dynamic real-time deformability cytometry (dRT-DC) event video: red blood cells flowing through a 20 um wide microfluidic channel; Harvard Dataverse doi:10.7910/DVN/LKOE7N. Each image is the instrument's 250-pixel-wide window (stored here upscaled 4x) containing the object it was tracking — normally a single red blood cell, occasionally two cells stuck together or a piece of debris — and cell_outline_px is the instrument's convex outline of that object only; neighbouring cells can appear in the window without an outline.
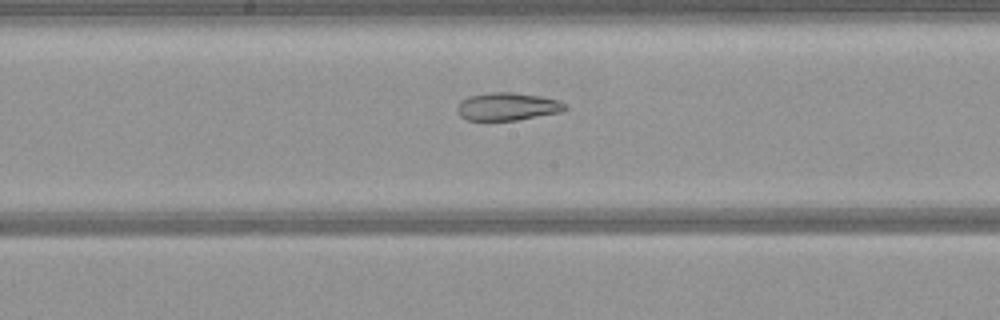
{"species": "common noctule bat (a hibernating species)", "species_latin": "Nyctalus noctula", "temperature_condition": "warm", "stored_images_in_passage": 51, "camera_frame_rate_fps": 3000, "um_per_image_px": 0.085, "animal": {"sex": "female", "body_mass_g": 21.9}, "frame": {"image": 1, "passage_image": 26, "time_ms": 8.333, "image_size_px": [1000, 320], "cell_outline_px": [[568, 108], [560, 112], [516, 120], [468, 120], [460, 116], [456, 108], [460, 100], [468, 96], [492, 92], [512, 92], [540, 96], [556, 100], [564, 104]], "centroid_in_image_um": [43.08, 9.05], "position_along_channel_um": 205.1, "area_um2": 17.34}}
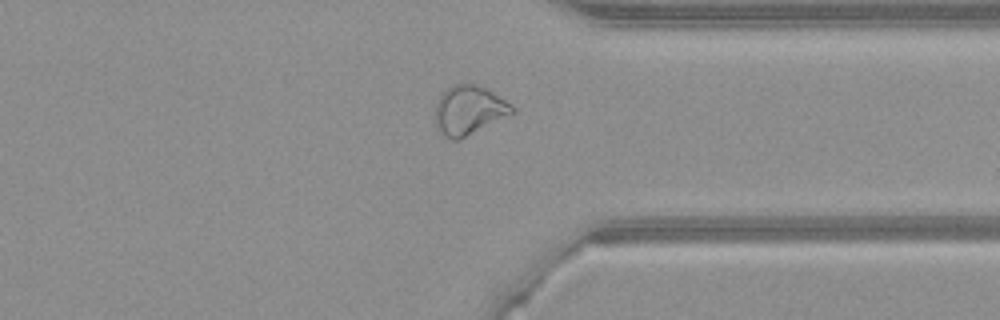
{"frame": {"image": 2, "passage_image": 39, "time_ms": 12.667, "image_size_px": [1000, 320], "cell_outline_px": [[516, 112], [460, 140], [452, 140], [444, 136], [440, 132], [436, 124], [436, 104], [440, 96], [452, 84], [464, 80], [488, 88], [512, 104], [516, 108]], "centroid_in_image_um": [39.9, 9.33], "position_along_channel_um": 371.5, "area_um2": 22.54}}
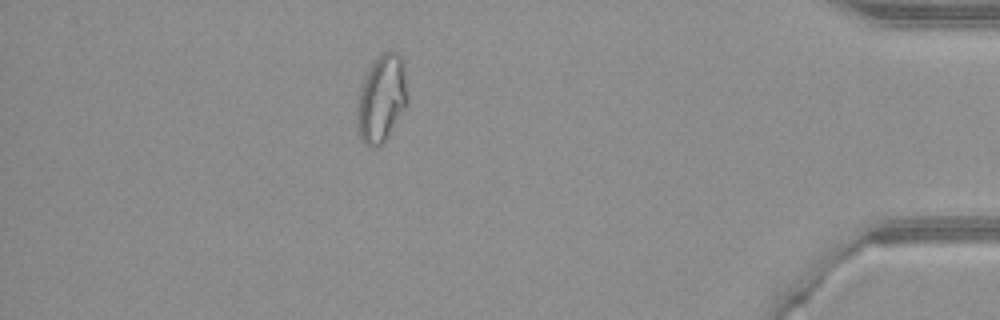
{"frame": {"image": 3, "passage_image": 45, "time_ms": 14.667, "image_size_px": [1000, 320], "cell_outline_px": [[408, 104], [380, 148], [372, 148], [364, 144], [360, 140], [356, 124], [356, 100], [360, 88], [372, 64], [380, 52], [396, 52], [400, 56], [404, 64], [408, 100]], "centroid_in_image_um": [32.41, 8.44], "position_along_channel_um": 402.8, "area_um2": 26.07}}